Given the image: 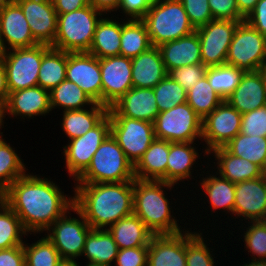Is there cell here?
I'll return each mask as SVG.
<instances>
[{
  "label": "cell",
  "instance_id": "7dc6e473",
  "mask_svg": "<svg viewBox=\"0 0 266 266\" xmlns=\"http://www.w3.org/2000/svg\"><path fill=\"white\" fill-rule=\"evenodd\" d=\"M240 133L266 137V105L242 114Z\"/></svg>",
  "mask_w": 266,
  "mask_h": 266
},
{
  "label": "cell",
  "instance_id": "d590c367",
  "mask_svg": "<svg viewBox=\"0 0 266 266\" xmlns=\"http://www.w3.org/2000/svg\"><path fill=\"white\" fill-rule=\"evenodd\" d=\"M231 154L247 159L266 170V137L237 134L224 146Z\"/></svg>",
  "mask_w": 266,
  "mask_h": 266
},
{
  "label": "cell",
  "instance_id": "f5cc1de1",
  "mask_svg": "<svg viewBox=\"0 0 266 266\" xmlns=\"http://www.w3.org/2000/svg\"><path fill=\"white\" fill-rule=\"evenodd\" d=\"M245 21L266 37V0H259Z\"/></svg>",
  "mask_w": 266,
  "mask_h": 266
},
{
  "label": "cell",
  "instance_id": "603a6c76",
  "mask_svg": "<svg viewBox=\"0 0 266 266\" xmlns=\"http://www.w3.org/2000/svg\"><path fill=\"white\" fill-rule=\"evenodd\" d=\"M167 72L194 64H202L201 45L197 32L158 46Z\"/></svg>",
  "mask_w": 266,
  "mask_h": 266
},
{
  "label": "cell",
  "instance_id": "680465c9",
  "mask_svg": "<svg viewBox=\"0 0 266 266\" xmlns=\"http://www.w3.org/2000/svg\"><path fill=\"white\" fill-rule=\"evenodd\" d=\"M259 0H236L239 14L245 19L254 10Z\"/></svg>",
  "mask_w": 266,
  "mask_h": 266
},
{
  "label": "cell",
  "instance_id": "f35d334b",
  "mask_svg": "<svg viewBox=\"0 0 266 266\" xmlns=\"http://www.w3.org/2000/svg\"><path fill=\"white\" fill-rule=\"evenodd\" d=\"M223 99L210 86L206 76L187 91V103L195 113L203 120L209 115Z\"/></svg>",
  "mask_w": 266,
  "mask_h": 266
},
{
  "label": "cell",
  "instance_id": "d4e9b609",
  "mask_svg": "<svg viewBox=\"0 0 266 266\" xmlns=\"http://www.w3.org/2000/svg\"><path fill=\"white\" fill-rule=\"evenodd\" d=\"M131 60L132 83L135 88H154L168 75L160 50L156 46Z\"/></svg>",
  "mask_w": 266,
  "mask_h": 266
},
{
  "label": "cell",
  "instance_id": "7402d4cb",
  "mask_svg": "<svg viewBox=\"0 0 266 266\" xmlns=\"http://www.w3.org/2000/svg\"><path fill=\"white\" fill-rule=\"evenodd\" d=\"M147 266H186V230L154 235L148 245Z\"/></svg>",
  "mask_w": 266,
  "mask_h": 266
},
{
  "label": "cell",
  "instance_id": "52a82bcc",
  "mask_svg": "<svg viewBox=\"0 0 266 266\" xmlns=\"http://www.w3.org/2000/svg\"><path fill=\"white\" fill-rule=\"evenodd\" d=\"M50 48V45L38 44L0 53L9 93L38 85L42 57Z\"/></svg>",
  "mask_w": 266,
  "mask_h": 266
},
{
  "label": "cell",
  "instance_id": "83f0119b",
  "mask_svg": "<svg viewBox=\"0 0 266 266\" xmlns=\"http://www.w3.org/2000/svg\"><path fill=\"white\" fill-rule=\"evenodd\" d=\"M107 230L112 235L119 250L134 247H148L154 236V233L135 214L121 218Z\"/></svg>",
  "mask_w": 266,
  "mask_h": 266
},
{
  "label": "cell",
  "instance_id": "484cf974",
  "mask_svg": "<svg viewBox=\"0 0 266 266\" xmlns=\"http://www.w3.org/2000/svg\"><path fill=\"white\" fill-rule=\"evenodd\" d=\"M212 153L217 161V174L235 184L261 177L264 174L258 165L231 154L225 147L213 149L208 155Z\"/></svg>",
  "mask_w": 266,
  "mask_h": 266
},
{
  "label": "cell",
  "instance_id": "9c48e42d",
  "mask_svg": "<svg viewBox=\"0 0 266 266\" xmlns=\"http://www.w3.org/2000/svg\"><path fill=\"white\" fill-rule=\"evenodd\" d=\"M155 137L174 142H194L202 139V119L186 102L161 111L154 121Z\"/></svg>",
  "mask_w": 266,
  "mask_h": 266
},
{
  "label": "cell",
  "instance_id": "d6a6232c",
  "mask_svg": "<svg viewBox=\"0 0 266 266\" xmlns=\"http://www.w3.org/2000/svg\"><path fill=\"white\" fill-rule=\"evenodd\" d=\"M218 175V177H217ZM200 180L201 189L208 195L209 204L215 213L217 209H223L226 214H233L235 203V183L221 177L219 174H209Z\"/></svg>",
  "mask_w": 266,
  "mask_h": 266
},
{
  "label": "cell",
  "instance_id": "30bf717a",
  "mask_svg": "<svg viewBox=\"0 0 266 266\" xmlns=\"http://www.w3.org/2000/svg\"><path fill=\"white\" fill-rule=\"evenodd\" d=\"M70 211L76 212L80 219L72 218ZM91 229L83 214L73 206L46 230L48 234L45 236L58 250L62 259L78 260Z\"/></svg>",
  "mask_w": 266,
  "mask_h": 266
},
{
  "label": "cell",
  "instance_id": "d6986e66",
  "mask_svg": "<svg viewBox=\"0 0 266 266\" xmlns=\"http://www.w3.org/2000/svg\"><path fill=\"white\" fill-rule=\"evenodd\" d=\"M0 33L2 52L39 44L31 34L24 13L15 0L0 10Z\"/></svg>",
  "mask_w": 266,
  "mask_h": 266
},
{
  "label": "cell",
  "instance_id": "5bb4252c",
  "mask_svg": "<svg viewBox=\"0 0 266 266\" xmlns=\"http://www.w3.org/2000/svg\"><path fill=\"white\" fill-rule=\"evenodd\" d=\"M242 114L223 100L209 115L202 120V140L205 153L208 155L213 149L224 147L241 129Z\"/></svg>",
  "mask_w": 266,
  "mask_h": 266
},
{
  "label": "cell",
  "instance_id": "ffe728a7",
  "mask_svg": "<svg viewBox=\"0 0 266 266\" xmlns=\"http://www.w3.org/2000/svg\"><path fill=\"white\" fill-rule=\"evenodd\" d=\"M52 111L50 106V91L40 86L29 87L23 90L10 92L1 112V124H4L5 115L34 118L45 116ZM25 117V118H24Z\"/></svg>",
  "mask_w": 266,
  "mask_h": 266
},
{
  "label": "cell",
  "instance_id": "f1b7e54d",
  "mask_svg": "<svg viewBox=\"0 0 266 266\" xmlns=\"http://www.w3.org/2000/svg\"><path fill=\"white\" fill-rule=\"evenodd\" d=\"M194 142H170V151L167 158L166 182L179 184L178 181L192 178V167L199 158ZM192 168V169H191Z\"/></svg>",
  "mask_w": 266,
  "mask_h": 266
},
{
  "label": "cell",
  "instance_id": "11a10c76",
  "mask_svg": "<svg viewBox=\"0 0 266 266\" xmlns=\"http://www.w3.org/2000/svg\"><path fill=\"white\" fill-rule=\"evenodd\" d=\"M57 14L76 11L90 5V0H52Z\"/></svg>",
  "mask_w": 266,
  "mask_h": 266
},
{
  "label": "cell",
  "instance_id": "f6af8a7d",
  "mask_svg": "<svg viewBox=\"0 0 266 266\" xmlns=\"http://www.w3.org/2000/svg\"><path fill=\"white\" fill-rule=\"evenodd\" d=\"M251 223V224H250ZM250 225V226H249ZM244 245L248 252L252 253L251 260H266V219L263 221H249L248 227H244ZM257 257V258H256Z\"/></svg>",
  "mask_w": 266,
  "mask_h": 266
},
{
  "label": "cell",
  "instance_id": "2e32d148",
  "mask_svg": "<svg viewBox=\"0 0 266 266\" xmlns=\"http://www.w3.org/2000/svg\"><path fill=\"white\" fill-rule=\"evenodd\" d=\"M66 80L74 82L95 103L102 104L100 61L88 52L68 53Z\"/></svg>",
  "mask_w": 266,
  "mask_h": 266
},
{
  "label": "cell",
  "instance_id": "7c38bea8",
  "mask_svg": "<svg viewBox=\"0 0 266 266\" xmlns=\"http://www.w3.org/2000/svg\"><path fill=\"white\" fill-rule=\"evenodd\" d=\"M245 20L213 19L196 29L201 45L202 64L210 66L224 65L238 24Z\"/></svg>",
  "mask_w": 266,
  "mask_h": 266
},
{
  "label": "cell",
  "instance_id": "a7ac6f4b",
  "mask_svg": "<svg viewBox=\"0 0 266 266\" xmlns=\"http://www.w3.org/2000/svg\"><path fill=\"white\" fill-rule=\"evenodd\" d=\"M86 266H97V265H90V264H86ZM113 266V265H112Z\"/></svg>",
  "mask_w": 266,
  "mask_h": 266
},
{
  "label": "cell",
  "instance_id": "4316f807",
  "mask_svg": "<svg viewBox=\"0 0 266 266\" xmlns=\"http://www.w3.org/2000/svg\"><path fill=\"white\" fill-rule=\"evenodd\" d=\"M169 151V141L155 138L149 148L134 165L135 178L166 182V166Z\"/></svg>",
  "mask_w": 266,
  "mask_h": 266
},
{
  "label": "cell",
  "instance_id": "cb8c5ba5",
  "mask_svg": "<svg viewBox=\"0 0 266 266\" xmlns=\"http://www.w3.org/2000/svg\"><path fill=\"white\" fill-rule=\"evenodd\" d=\"M226 101L241 114L266 105V91L260 71L244 72L239 85Z\"/></svg>",
  "mask_w": 266,
  "mask_h": 266
},
{
  "label": "cell",
  "instance_id": "e575fe53",
  "mask_svg": "<svg viewBox=\"0 0 266 266\" xmlns=\"http://www.w3.org/2000/svg\"><path fill=\"white\" fill-rule=\"evenodd\" d=\"M67 52L50 48L42 57L38 86L48 91L66 79Z\"/></svg>",
  "mask_w": 266,
  "mask_h": 266
},
{
  "label": "cell",
  "instance_id": "ba28073f",
  "mask_svg": "<svg viewBox=\"0 0 266 266\" xmlns=\"http://www.w3.org/2000/svg\"><path fill=\"white\" fill-rule=\"evenodd\" d=\"M265 63L266 37L246 21L240 22L229 46L225 64L244 72H254Z\"/></svg>",
  "mask_w": 266,
  "mask_h": 266
},
{
  "label": "cell",
  "instance_id": "4fadbf2b",
  "mask_svg": "<svg viewBox=\"0 0 266 266\" xmlns=\"http://www.w3.org/2000/svg\"><path fill=\"white\" fill-rule=\"evenodd\" d=\"M109 134L110 117L107 115L96 127L69 140V144L63 147L65 167L74 181L90 165L94 153Z\"/></svg>",
  "mask_w": 266,
  "mask_h": 266
},
{
  "label": "cell",
  "instance_id": "c3c4849f",
  "mask_svg": "<svg viewBox=\"0 0 266 266\" xmlns=\"http://www.w3.org/2000/svg\"><path fill=\"white\" fill-rule=\"evenodd\" d=\"M195 29L213 20L208 0H180Z\"/></svg>",
  "mask_w": 266,
  "mask_h": 266
},
{
  "label": "cell",
  "instance_id": "44dd1931",
  "mask_svg": "<svg viewBox=\"0 0 266 266\" xmlns=\"http://www.w3.org/2000/svg\"><path fill=\"white\" fill-rule=\"evenodd\" d=\"M158 114L153 88L132 87L108 110L109 117H127L152 123Z\"/></svg>",
  "mask_w": 266,
  "mask_h": 266
},
{
  "label": "cell",
  "instance_id": "db71d44e",
  "mask_svg": "<svg viewBox=\"0 0 266 266\" xmlns=\"http://www.w3.org/2000/svg\"><path fill=\"white\" fill-rule=\"evenodd\" d=\"M0 266H26L23 245L0 249Z\"/></svg>",
  "mask_w": 266,
  "mask_h": 266
},
{
  "label": "cell",
  "instance_id": "836d02e7",
  "mask_svg": "<svg viewBox=\"0 0 266 266\" xmlns=\"http://www.w3.org/2000/svg\"><path fill=\"white\" fill-rule=\"evenodd\" d=\"M120 55L135 58L152 47L146 26L141 19H127L121 24Z\"/></svg>",
  "mask_w": 266,
  "mask_h": 266
},
{
  "label": "cell",
  "instance_id": "6125c7cd",
  "mask_svg": "<svg viewBox=\"0 0 266 266\" xmlns=\"http://www.w3.org/2000/svg\"><path fill=\"white\" fill-rule=\"evenodd\" d=\"M58 266H79L76 260L62 259Z\"/></svg>",
  "mask_w": 266,
  "mask_h": 266
},
{
  "label": "cell",
  "instance_id": "ee69618b",
  "mask_svg": "<svg viewBox=\"0 0 266 266\" xmlns=\"http://www.w3.org/2000/svg\"><path fill=\"white\" fill-rule=\"evenodd\" d=\"M202 235V232L186 230V266H215L213 250L209 249Z\"/></svg>",
  "mask_w": 266,
  "mask_h": 266
},
{
  "label": "cell",
  "instance_id": "9f6ffc18",
  "mask_svg": "<svg viewBox=\"0 0 266 266\" xmlns=\"http://www.w3.org/2000/svg\"><path fill=\"white\" fill-rule=\"evenodd\" d=\"M121 0H90V5L104 15L111 14V11H117Z\"/></svg>",
  "mask_w": 266,
  "mask_h": 266
},
{
  "label": "cell",
  "instance_id": "7a4b0ae2",
  "mask_svg": "<svg viewBox=\"0 0 266 266\" xmlns=\"http://www.w3.org/2000/svg\"><path fill=\"white\" fill-rule=\"evenodd\" d=\"M74 186V206L92 229H108L133 214V181Z\"/></svg>",
  "mask_w": 266,
  "mask_h": 266
},
{
  "label": "cell",
  "instance_id": "816d5d0a",
  "mask_svg": "<svg viewBox=\"0 0 266 266\" xmlns=\"http://www.w3.org/2000/svg\"><path fill=\"white\" fill-rule=\"evenodd\" d=\"M157 0H121L117 10L123 11L127 19H142ZM128 15V16H127Z\"/></svg>",
  "mask_w": 266,
  "mask_h": 266
},
{
  "label": "cell",
  "instance_id": "4dcf8cb0",
  "mask_svg": "<svg viewBox=\"0 0 266 266\" xmlns=\"http://www.w3.org/2000/svg\"><path fill=\"white\" fill-rule=\"evenodd\" d=\"M108 110L105 105L94 103L89 109L63 111L62 130L70 140L82 136L96 127L108 115Z\"/></svg>",
  "mask_w": 266,
  "mask_h": 266
},
{
  "label": "cell",
  "instance_id": "be15d7a7",
  "mask_svg": "<svg viewBox=\"0 0 266 266\" xmlns=\"http://www.w3.org/2000/svg\"><path fill=\"white\" fill-rule=\"evenodd\" d=\"M263 82H264V87L266 91V63L259 69Z\"/></svg>",
  "mask_w": 266,
  "mask_h": 266
},
{
  "label": "cell",
  "instance_id": "681fc988",
  "mask_svg": "<svg viewBox=\"0 0 266 266\" xmlns=\"http://www.w3.org/2000/svg\"><path fill=\"white\" fill-rule=\"evenodd\" d=\"M148 247L120 249L115 266H147Z\"/></svg>",
  "mask_w": 266,
  "mask_h": 266
},
{
  "label": "cell",
  "instance_id": "bcb514c9",
  "mask_svg": "<svg viewBox=\"0 0 266 266\" xmlns=\"http://www.w3.org/2000/svg\"><path fill=\"white\" fill-rule=\"evenodd\" d=\"M206 70L203 64L186 65L170 70L168 75L188 91L205 76Z\"/></svg>",
  "mask_w": 266,
  "mask_h": 266
},
{
  "label": "cell",
  "instance_id": "5b68a950",
  "mask_svg": "<svg viewBox=\"0 0 266 266\" xmlns=\"http://www.w3.org/2000/svg\"><path fill=\"white\" fill-rule=\"evenodd\" d=\"M141 20L156 47L196 31L180 0H157Z\"/></svg>",
  "mask_w": 266,
  "mask_h": 266
},
{
  "label": "cell",
  "instance_id": "e7e4bbea",
  "mask_svg": "<svg viewBox=\"0 0 266 266\" xmlns=\"http://www.w3.org/2000/svg\"><path fill=\"white\" fill-rule=\"evenodd\" d=\"M13 0H0V10L10 4Z\"/></svg>",
  "mask_w": 266,
  "mask_h": 266
},
{
  "label": "cell",
  "instance_id": "003e7915",
  "mask_svg": "<svg viewBox=\"0 0 266 266\" xmlns=\"http://www.w3.org/2000/svg\"><path fill=\"white\" fill-rule=\"evenodd\" d=\"M0 53H2V39H1V33H0Z\"/></svg>",
  "mask_w": 266,
  "mask_h": 266
},
{
  "label": "cell",
  "instance_id": "1f68e13d",
  "mask_svg": "<svg viewBox=\"0 0 266 266\" xmlns=\"http://www.w3.org/2000/svg\"><path fill=\"white\" fill-rule=\"evenodd\" d=\"M121 23L116 18L102 17L96 26L88 53L99 59L120 55Z\"/></svg>",
  "mask_w": 266,
  "mask_h": 266
},
{
  "label": "cell",
  "instance_id": "b9f144b4",
  "mask_svg": "<svg viewBox=\"0 0 266 266\" xmlns=\"http://www.w3.org/2000/svg\"><path fill=\"white\" fill-rule=\"evenodd\" d=\"M27 234L19 217L9 206L0 212V249L23 245V235Z\"/></svg>",
  "mask_w": 266,
  "mask_h": 266
},
{
  "label": "cell",
  "instance_id": "e0dca14e",
  "mask_svg": "<svg viewBox=\"0 0 266 266\" xmlns=\"http://www.w3.org/2000/svg\"><path fill=\"white\" fill-rule=\"evenodd\" d=\"M233 214L244 220L263 221L266 219V177L245 180L235 184Z\"/></svg>",
  "mask_w": 266,
  "mask_h": 266
},
{
  "label": "cell",
  "instance_id": "60d3db41",
  "mask_svg": "<svg viewBox=\"0 0 266 266\" xmlns=\"http://www.w3.org/2000/svg\"><path fill=\"white\" fill-rule=\"evenodd\" d=\"M26 266H58L62 258L46 236L32 243L23 244Z\"/></svg>",
  "mask_w": 266,
  "mask_h": 266
},
{
  "label": "cell",
  "instance_id": "f546056e",
  "mask_svg": "<svg viewBox=\"0 0 266 266\" xmlns=\"http://www.w3.org/2000/svg\"><path fill=\"white\" fill-rule=\"evenodd\" d=\"M118 251L119 248L107 229H91L85 239L81 256H85L90 265L112 266Z\"/></svg>",
  "mask_w": 266,
  "mask_h": 266
},
{
  "label": "cell",
  "instance_id": "7bdbcfd3",
  "mask_svg": "<svg viewBox=\"0 0 266 266\" xmlns=\"http://www.w3.org/2000/svg\"><path fill=\"white\" fill-rule=\"evenodd\" d=\"M153 90L159 112L167 111L187 101V91L169 75L163 78Z\"/></svg>",
  "mask_w": 266,
  "mask_h": 266
},
{
  "label": "cell",
  "instance_id": "91938a15",
  "mask_svg": "<svg viewBox=\"0 0 266 266\" xmlns=\"http://www.w3.org/2000/svg\"><path fill=\"white\" fill-rule=\"evenodd\" d=\"M7 206V189L5 187L0 186V212Z\"/></svg>",
  "mask_w": 266,
  "mask_h": 266
},
{
  "label": "cell",
  "instance_id": "9a60e30c",
  "mask_svg": "<svg viewBox=\"0 0 266 266\" xmlns=\"http://www.w3.org/2000/svg\"><path fill=\"white\" fill-rule=\"evenodd\" d=\"M102 105L110 108L132 87V60L125 56L101 58Z\"/></svg>",
  "mask_w": 266,
  "mask_h": 266
},
{
  "label": "cell",
  "instance_id": "94428289",
  "mask_svg": "<svg viewBox=\"0 0 266 266\" xmlns=\"http://www.w3.org/2000/svg\"><path fill=\"white\" fill-rule=\"evenodd\" d=\"M242 266H266V260H251Z\"/></svg>",
  "mask_w": 266,
  "mask_h": 266
},
{
  "label": "cell",
  "instance_id": "8d00e7d4",
  "mask_svg": "<svg viewBox=\"0 0 266 266\" xmlns=\"http://www.w3.org/2000/svg\"><path fill=\"white\" fill-rule=\"evenodd\" d=\"M94 103L80 87L66 79L50 91V106L52 110L56 107L63 108V111L82 110L92 106Z\"/></svg>",
  "mask_w": 266,
  "mask_h": 266
},
{
  "label": "cell",
  "instance_id": "ab89813d",
  "mask_svg": "<svg viewBox=\"0 0 266 266\" xmlns=\"http://www.w3.org/2000/svg\"><path fill=\"white\" fill-rule=\"evenodd\" d=\"M16 152L6 140L0 144V186L6 189L27 171L23 159Z\"/></svg>",
  "mask_w": 266,
  "mask_h": 266
},
{
  "label": "cell",
  "instance_id": "3957f363",
  "mask_svg": "<svg viewBox=\"0 0 266 266\" xmlns=\"http://www.w3.org/2000/svg\"><path fill=\"white\" fill-rule=\"evenodd\" d=\"M175 184L165 181L140 180L133 181V214L138 216L154 235L177 234L180 229L177 219L171 215L170 201L165 188L172 190Z\"/></svg>",
  "mask_w": 266,
  "mask_h": 266
},
{
  "label": "cell",
  "instance_id": "277c9868",
  "mask_svg": "<svg viewBox=\"0 0 266 266\" xmlns=\"http://www.w3.org/2000/svg\"><path fill=\"white\" fill-rule=\"evenodd\" d=\"M134 180V165L109 134L94 153L90 165L75 180V184L120 183Z\"/></svg>",
  "mask_w": 266,
  "mask_h": 266
},
{
  "label": "cell",
  "instance_id": "03108f58",
  "mask_svg": "<svg viewBox=\"0 0 266 266\" xmlns=\"http://www.w3.org/2000/svg\"><path fill=\"white\" fill-rule=\"evenodd\" d=\"M2 126H4V125L1 124L0 129L3 128ZM3 136H4L3 132L0 131V144L5 140V138L3 139Z\"/></svg>",
  "mask_w": 266,
  "mask_h": 266
},
{
  "label": "cell",
  "instance_id": "f907efd6",
  "mask_svg": "<svg viewBox=\"0 0 266 266\" xmlns=\"http://www.w3.org/2000/svg\"><path fill=\"white\" fill-rule=\"evenodd\" d=\"M213 19L245 20L240 14L236 0H208Z\"/></svg>",
  "mask_w": 266,
  "mask_h": 266
},
{
  "label": "cell",
  "instance_id": "ac0fdd59",
  "mask_svg": "<svg viewBox=\"0 0 266 266\" xmlns=\"http://www.w3.org/2000/svg\"><path fill=\"white\" fill-rule=\"evenodd\" d=\"M21 7L39 44L52 45L57 32L58 14L52 0H15Z\"/></svg>",
  "mask_w": 266,
  "mask_h": 266
},
{
  "label": "cell",
  "instance_id": "8fae6325",
  "mask_svg": "<svg viewBox=\"0 0 266 266\" xmlns=\"http://www.w3.org/2000/svg\"><path fill=\"white\" fill-rule=\"evenodd\" d=\"M110 134L133 165L156 138L154 123L127 117H110Z\"/></svg>",
  "mask_w": 266,
  "mask_h": 266
},
{
  "label": "cell",
  "instance_id": "8992f818",
  "mask_svg": "<svg viewBox=\"0 0 266 266\" xmlns=\"http://www.w3.org/2000/svg\"><path fill=\"white\" fill-rule=\"evenodd\" d=\"M103 16L91 5L58 14L57 32L51 47L68 53L88 52L96 26Z\"/></svg>",
  "mask_w": 266,
  "mask_h": 266
},
{
  "label": "cell",
  "instance_id": "74e56055",
  "mask_svg": "<svg viewBox=\"0 0 266 266\" xmlns=\"http://www.w3.org/2000/svg\"><path fill=\"white\" fill-rule=\"evenodd\" d=\"M243 74V70L224 64L207 67L205 76L214 91L226 100L239 85Z\"/></svg>",
  "mask_w": 266,
  "mask_h": 266
},
{
  "label": "cell",
  "instance_id": "6da1fadb",
  "mask_svg": "<svg viewBox=\"0 0 266 266\" xmlns=\"http://www.w3.org/2000/svg\"><path fill=\"white\" fill-rule=\"evenodd\" d=\"M8 206L24 229L40 234L74 206V196L64 195L51 179L26 173L7 188Z\"/></svg>",
  "mask_w": 266,
  "mask_h": 266
},
{
  "label": "cell",
  "instance_id": "6f0895ef",
  "mask_svg": "<svg viewBox=\"0 0 266 266\" xmlns=\"http://www.w3.org/2000/svg\"><path fill=\"white\" fill-rule=\"evenodd\" d=\"M9 95V90L7 86L6 71L2 60L0 59V110L5 105Z\"/></svg>",
  "mask_w": 266,
  "mask_h": 266
}]
</instances>
